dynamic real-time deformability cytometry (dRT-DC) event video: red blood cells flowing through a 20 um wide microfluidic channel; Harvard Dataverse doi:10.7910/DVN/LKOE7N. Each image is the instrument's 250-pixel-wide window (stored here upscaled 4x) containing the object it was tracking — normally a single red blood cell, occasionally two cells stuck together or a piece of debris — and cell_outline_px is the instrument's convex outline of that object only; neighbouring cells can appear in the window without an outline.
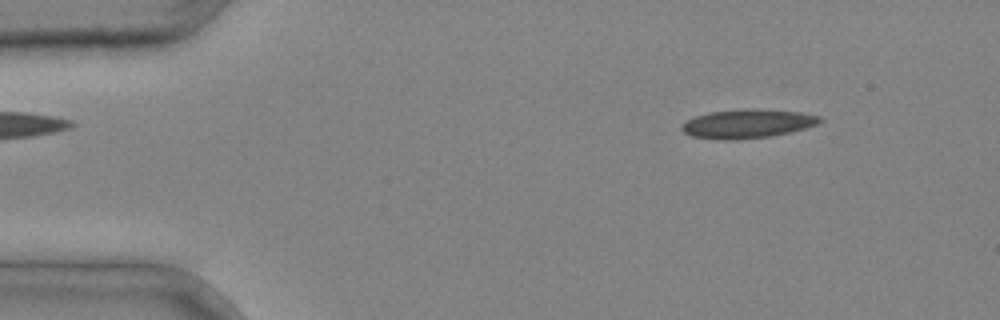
{"species": "common noctule bat (a hibernating species)", "species_latin": "Nyctalus noctula", "temperature_condition": "cold", "stored_images_in_passage": 3, "camera_frame_rate_fps": 3000, "um_per_image_px": 0.085, "animal": {"sex": "male", "body_mass_g": 20.4}, "frame": {"image": 1, "passage_image": 1, "time_ms": 0.0, "image_size_px": [1000, 320], "cell_outline_px": [[824, 120], [816, 124], [804, 128], [772, 136], [736, 140], [720, 140], [692, 136], [684, 132], [680, 128], [688, 120], [696, 116], [708, 112], [800, 112], [820, 116]], "centroid_in_image_um": [63.5, 10.58], "position_along_channel_um": 21.5, "area_um2": 21.79}}
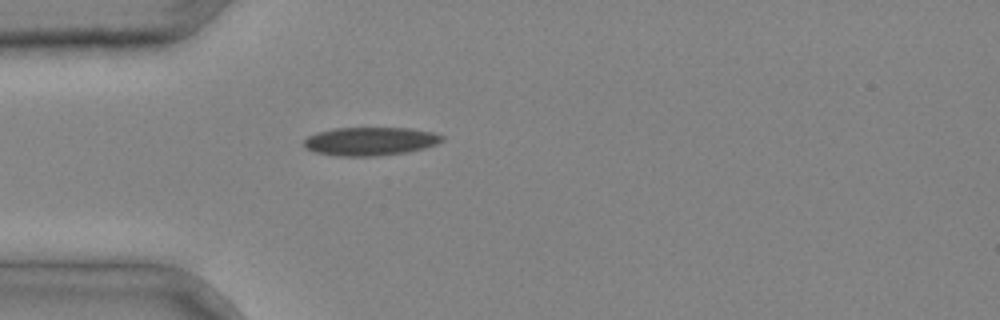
{"frame": {"image": 2, "passage_image": 3, "time_ms": 0.667, "image_size_px": [1000, 320], "cell_outline_px": [[444, 140], [436, 144], [424, 148], [404, 152], [376, 156], [336, 156], [316, 152], [304, 148], [304, 140], [308, 136], [316, 132], [332, 128], [412, 128], [436, 132], [444, 136]], "centroid_in_image_um": [31.47, 12.0], "position_along_channel_um": 53.5, "area_um2": 23.0}}